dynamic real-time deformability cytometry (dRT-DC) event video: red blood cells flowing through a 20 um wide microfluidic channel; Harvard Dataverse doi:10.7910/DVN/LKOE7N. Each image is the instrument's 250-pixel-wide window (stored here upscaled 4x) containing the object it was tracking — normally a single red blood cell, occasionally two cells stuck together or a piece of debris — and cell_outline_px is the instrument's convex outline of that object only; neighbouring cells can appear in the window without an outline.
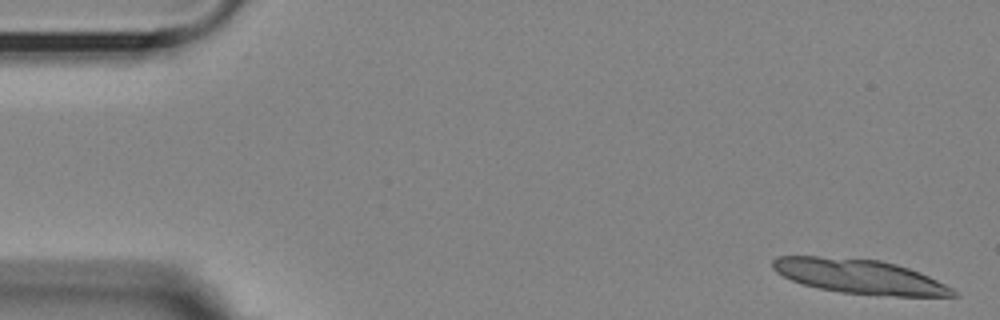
{"species": "Egyptian fruit bat (a non-hibernating species)", "species_latin": "Rousettus aegyptiacus", "temperature_condition": "room temperature", "stored_images_in_passage": 15, "camera_frame_rate_fps": 3000, "um_per_image_px": 0.085, "animal": {"sex": "female"}, "frame": {"image": 1, "passage_image": 2, "time_ms": 0.333, "image_size_px": [1000, 320], "cell_outline_px": [[960, 296], [896, 296], [840, 292], [800, 284], [776, 272], [772, 268], [772, 260], [776, 256], [816, 256], [880, 260], [896, 264], [920, 272], [952, 288]], "centroid_in_image_um": [73.04, 23.49], "position_along_channel_um": 12.0, "area_um2": 35.95}}